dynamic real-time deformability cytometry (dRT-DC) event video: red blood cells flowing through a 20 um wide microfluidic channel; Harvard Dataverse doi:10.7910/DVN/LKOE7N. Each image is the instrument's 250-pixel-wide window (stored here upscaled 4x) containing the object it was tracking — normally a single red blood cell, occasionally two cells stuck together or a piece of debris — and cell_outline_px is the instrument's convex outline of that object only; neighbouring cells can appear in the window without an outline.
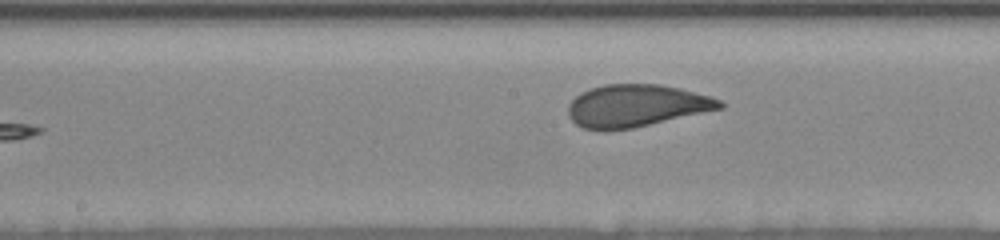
{"species": "human", "species_latin": "Homo sapiens", "temperature_condition": "room temperature", "stored_images_in_passage": 16, "camera_frame_rate_fps": 3000, "um_per_image_px": 0.085, "donor": {"sex": "female"}, "frame": {"image": 1, "passage_image": 16, "time_ms": 8.667, "image_size_px": [1000, 240], "cell_outline_px": [[724, 108], [632, 128], [604, 132], [584, 128], [576, 124], [568, 116], [568, 104], [580, 92], [604, 84], [660, 84], [680, 88], [708, 96], [720, 100], [724, 104]], "centroid_in_image_um": [54.04, 9.0], "position_along_channel_um": 194.2, "area_um2": 37.51}}